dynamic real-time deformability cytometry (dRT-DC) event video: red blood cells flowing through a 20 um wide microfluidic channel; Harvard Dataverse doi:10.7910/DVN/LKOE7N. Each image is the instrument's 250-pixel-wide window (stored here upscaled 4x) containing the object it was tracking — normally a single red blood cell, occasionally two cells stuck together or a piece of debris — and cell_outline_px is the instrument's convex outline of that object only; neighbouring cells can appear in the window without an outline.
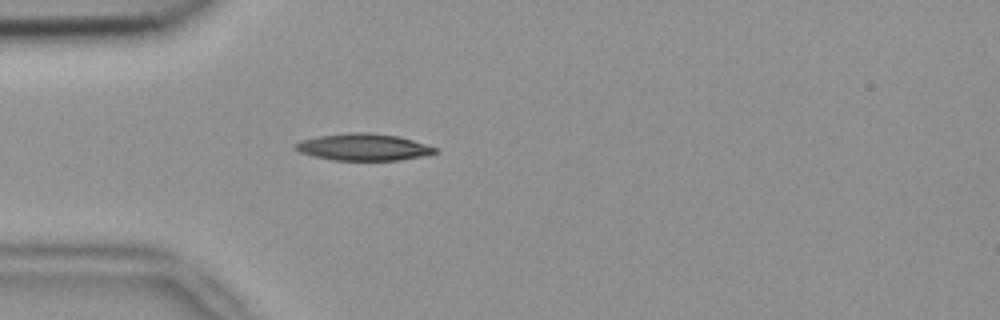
{"species": "common noctule bat (a hibernating species)", "species_latin": "Nyctalus noctula", "temperature_condition": "room temperature", "stored_images_in_passage": 1, "camera_frame_rate_fps": 3000, "um_per_image_px": 0.085, "animal": {"sex": "female", "body_mass_g": 18.4}, "frame": {"image": 1, "passage_image": 1, "time_ms": 0.0, "image_size_px": [1000, 320], "cell_outline_px": [[436, 152], [420, 156], [396, 160], [332, 160], [300, 152], [292, 148], [292, 144], [300, 140], [316, 136], [348, 132], [368, 132], [396, 136], [412, 140], [436, 148]], "centroid_in_image_um": [30.78, 12.49], "position_along_channel_um": 54.2, "area_um2": 21.68}}